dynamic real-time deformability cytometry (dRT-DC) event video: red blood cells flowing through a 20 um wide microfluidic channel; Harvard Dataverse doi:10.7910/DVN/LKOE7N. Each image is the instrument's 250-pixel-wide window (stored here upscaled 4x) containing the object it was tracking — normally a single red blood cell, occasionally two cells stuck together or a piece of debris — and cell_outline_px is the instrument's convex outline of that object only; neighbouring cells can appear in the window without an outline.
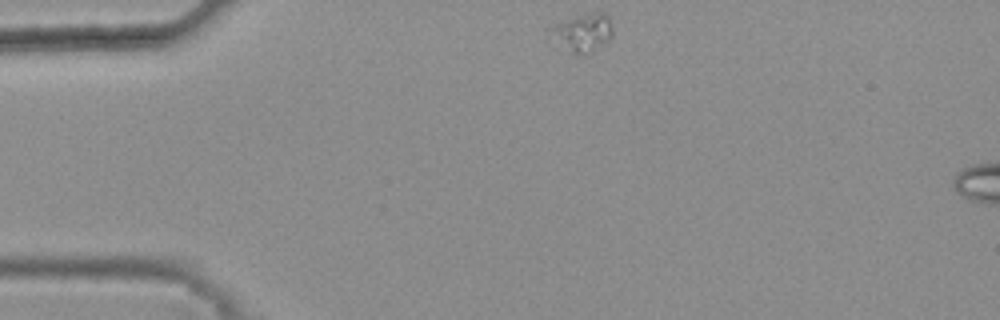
{"species": "common noctule bat (a hibernating species)", "species_latin": "Nyctalus noctula", "temperature_condition": "warm", "stored_images_in_passage": 7, "camera_frame_rate_fps": 3000, "um_per_image_px": 0.085, "animal": {"sex": "female", "body_mass_g": 25.1}, "frame": {"image": 1, "passage_image": 1, "time_ms": 0.0, "image_size_px": [1000, 320], "cell_outline_px": [[612, 36], [608, 40], [584, 56], [580, 56], [572, 52], [548, 28], [564, 20], [588, 12], [604, 12], [608, 16], [612, 28]], "centroid_in_image_um": [49.63, 2.72], "position_along_channel_um": 35.4, "area_um2": 13.12}}